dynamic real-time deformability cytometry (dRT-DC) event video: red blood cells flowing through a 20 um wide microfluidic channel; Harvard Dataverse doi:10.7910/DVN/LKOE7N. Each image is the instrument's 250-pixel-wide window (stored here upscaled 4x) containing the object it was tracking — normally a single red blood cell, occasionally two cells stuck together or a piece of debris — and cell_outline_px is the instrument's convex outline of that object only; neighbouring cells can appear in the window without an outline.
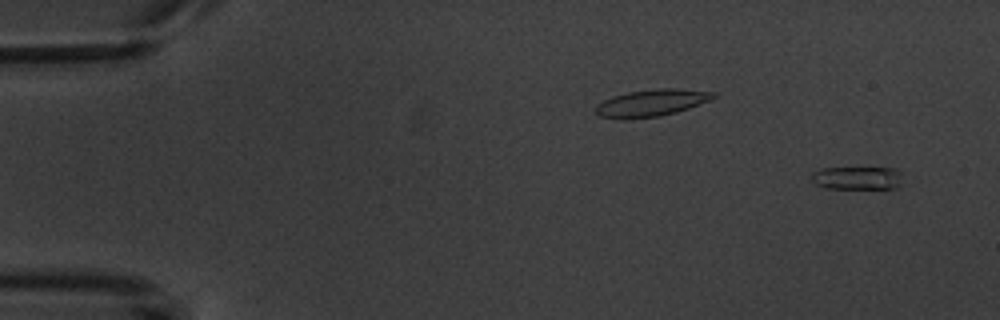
{"species": "common noctule bat (a hibernating species)", "species_latin": "Nyctalus noctula", "temperature_condition": "warm", "stored_images_in_passage": 5, "camera_frame_rate_fps": 3000, "um_per_image_px": 0.085, "animal": {"sex": "male", "body_mass_g": 20.1, "forearm_length_mm": 53.5}, "frame": {"image": 1, "passage_image": 1, "time_ms": 0.0, "image_size_px": [1000, 320], "cell_outline_px": [[900, 184], [896, 188], [824, 188], [816, 184], [812, 180], [812, 172], [820, 168], [896, 168], [900, 172]], "centroid_in_image_um": [72.84, 15.12], "position_along_channel_um": 12.2, "area_um2": 12.2}}
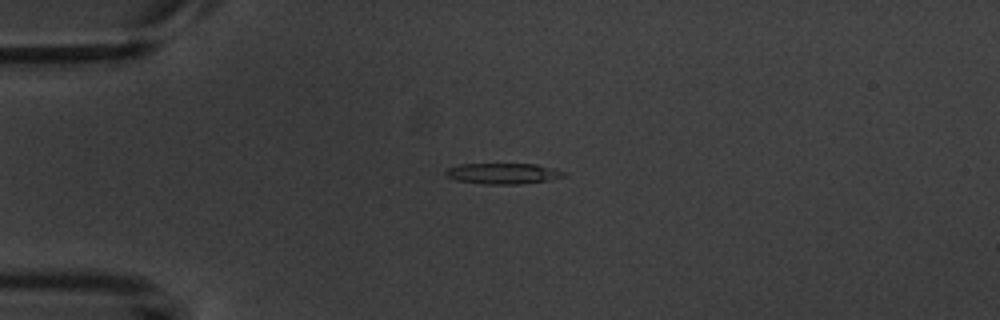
{"frame": {"image": 2, "passage_image": 4, "time_ms": 3.667, "image_size_px": [1000, 320], "cell_outline_px": [[568, 176], [548, 180], [520, 184], [484, 184], [456, 180], [444, 176], [444, 172], [448, 168], [460, 164], [536, 164], [568, 172]], "centroid_in_image_um": [42.77, 14.75], "position_along_channel_um": 42.2, "area_um2": 14.45}}